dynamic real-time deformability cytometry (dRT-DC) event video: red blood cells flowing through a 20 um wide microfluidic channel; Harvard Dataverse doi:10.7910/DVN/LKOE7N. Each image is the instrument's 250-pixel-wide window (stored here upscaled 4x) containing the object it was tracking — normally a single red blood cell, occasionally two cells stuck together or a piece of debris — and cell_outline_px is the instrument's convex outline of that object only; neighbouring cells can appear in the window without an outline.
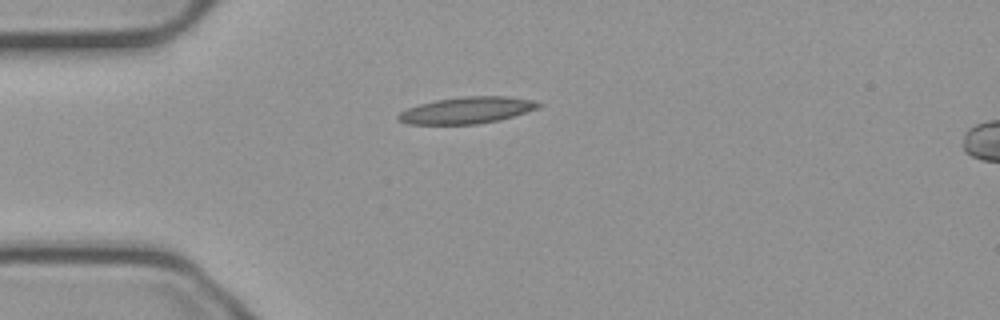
{"species": "common noctule bat (a hibernating species)", "species_latin": "Nyctalus noctula", "temperature_condition": "cold", "stored_images_in_passage": 13, "camera_frame_rate_fps": 3000, "um_per_image_px": 0.085, "animal": {"sex": "male", "body_mass_g": 23.1, "forearm_length_mm": 52.7}, "frame": {"image": 1, "passage_image": 2, "time_ms": 0.333, "image_size_px": [1000, 320], "cell_outline_px": [[544, 104], [536, 108], [500, 120], [476, 124], [408, 124], [396, 120], [396, 116], [400, 112], [408, 108], [420, 104], [436, 100], [464, 96], [508, 96], [532, 100]], "centroid_in_image_um": [39.65, 9.37], "position_along_channel_um": 45.4, "area_um2": 21.62}}
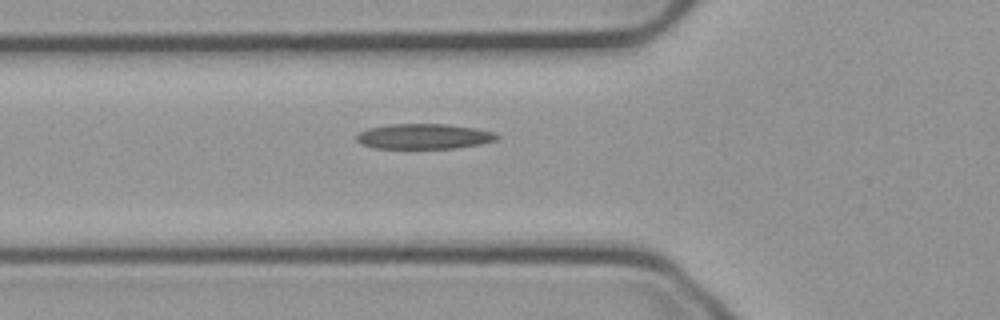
{"frame": {"image": 2, "passage_image": 7, "time_ms": 2.0, "image_size_px": [1000, 320], "cell_outline_px": [[500, 136], [496, 140], [480, 144], [456, 148], [372, 148], [360, 144], [356, 140], [356, 136], [360, 132], [368, 128], [388, 124], [448, 124], [476, 128], [496, 132]], "centroid_in_image_um": [36.04, 11.59], "position_along_channel_um": 89.8, "area_um2": 20.81}}
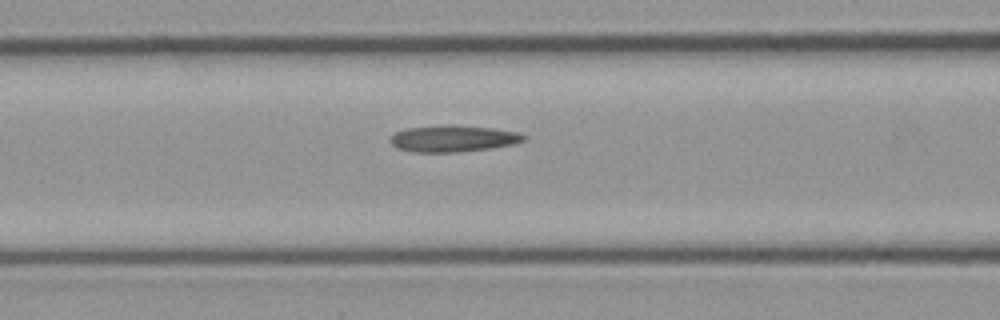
{"frame": {"image": 3, "passage_image": 10, "time_ms": 3.0, "image_size_px": [1000, 320], "cell_outline_px": [[528, 136], [524, 140], [512, 144], [492, 148], [460, 152], [412, 152], [396, 148], [392, 144], [392, 136], [396, 132], [408, 128], [444, 124], [452, 124], [492, 128], [520, 132]], "centroid_in_image_um": [38.55, 11.77], "position_along_channel_um": 128.1, "area_um2": 20.81}}